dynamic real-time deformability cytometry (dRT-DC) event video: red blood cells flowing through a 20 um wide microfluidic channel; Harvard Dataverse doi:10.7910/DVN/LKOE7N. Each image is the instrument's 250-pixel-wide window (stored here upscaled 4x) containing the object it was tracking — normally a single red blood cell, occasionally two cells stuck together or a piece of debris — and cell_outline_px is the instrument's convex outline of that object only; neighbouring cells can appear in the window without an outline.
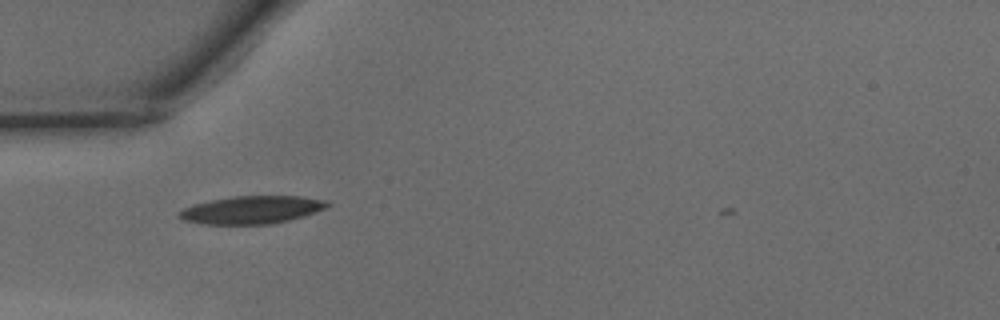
{"species": "common noctule bat (a hibernating species)", "species_latin": "Nyctalus noctula", "temperature_condition": "warm", "stored_images_in_passage": 31, "camera_frame_rate_fps": 3000, "um_per_image_px": 0.085, "animal": {"sex": "male", "body_mass_g": 15.6}, "frame": {"image": 1, "passage_image": 1, "time_ms": 0.0, "image_size_px": [1000, 320], "cell_outline_px": [[332, 204], [324, 208], [288, 220], [268, 224], [204, 224], [184, 220], [176, 216], [184, 208], [192, 204], [232, 196], [300, 196], [324, 200]], "centroid_in_image_um": [21.34, 17.83], "position_along_channel_um": 63.7, "area_um2": 23.64}}
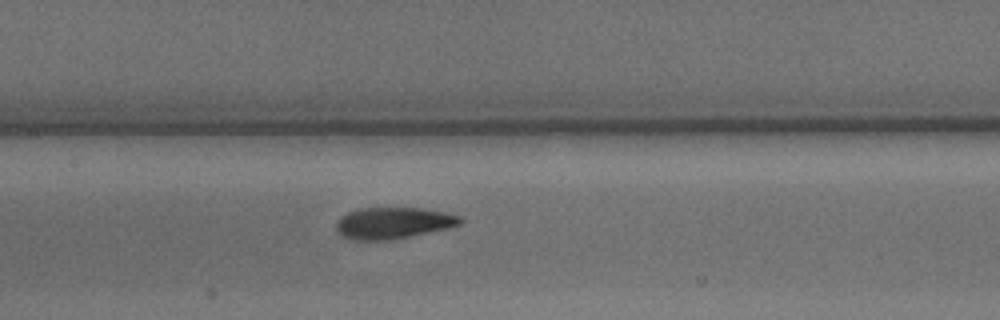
{"frame": {"image": 2, "passage_image": 9, "time_ms": 2.667, "image_size_px": [1000, 320], "cell_outline_px": [[464, 220], [460, 224], [448, 228], [392, 240], [352, 240], [340, 236], [336, 232], [336, 224], [340, 216], [348, 212], [360, 208], [420, 208], [444, 212], [460, 216]], "centroid_in_image_um": [33.38, 18.96], "position_along_channel_um": 174.0, "area_um2": 22.89}}
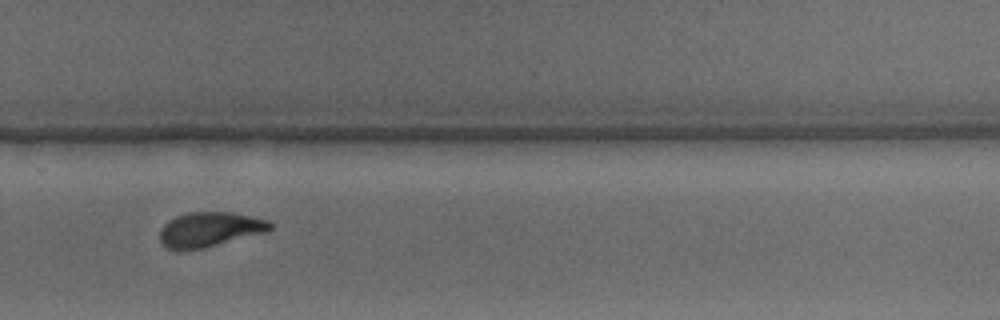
{"frame": {"image": 3, "passage_image": 19, "time_ms": 6.0, "image_size_px": [1000, 320], "cell_outline_px": [[272, 228], [268, 232], [204, 248], [180, 252], [168, 248], [160, 240], [160, 228], [168, 220], [176, 216], [188, 212], [232, 212], [268, 220], [272, 224]], "centroid_in_image_um": [17.82, 19.52], "position_along_channel_um": 312.0, "area_um2": 22.66}, "authors_computed_cell_mechanics": {"area_um2": 22.8888, "velocity_mm_per_s": 4.1563, "shape_relaxation_time_tau1_ms": 2.8399, "shape_relaxation_time_tau2_ms": 2.2877, "deformation_change_tau1": 0.1475, "deformation_change_tau2": 0.0612}}